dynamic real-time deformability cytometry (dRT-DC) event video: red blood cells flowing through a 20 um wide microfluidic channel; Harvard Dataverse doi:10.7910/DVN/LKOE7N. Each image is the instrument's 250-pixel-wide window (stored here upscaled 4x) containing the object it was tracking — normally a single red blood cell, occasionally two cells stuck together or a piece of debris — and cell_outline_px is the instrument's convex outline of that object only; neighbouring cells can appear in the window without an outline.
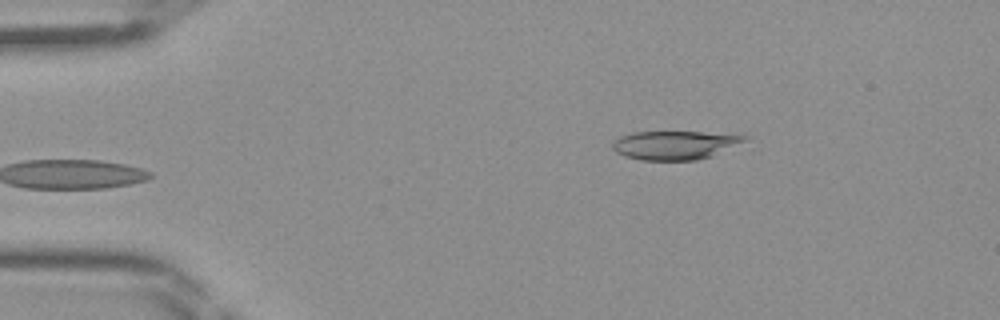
{"species": "Egyptian fruit bat (a non-hibernating species)", "species_latin": "Rousettus aegyptiacus", "temperature_condition": "room temperature", "stored_images_in_passage": 38, "camera_frame_rate_fps": 3000, "um_per_image_px": 0.085, "frame": {"image": 1, "passage_image": 1, "time_ms": 0.0, "image_size_px": [1000, 320], "cell_outline_px": [[752, 136], [748, 140], [712, 156], [696, 160], [640, 160], [624, 156], [616, 152], [612, 148], [612, 144], [620, 136], [632, 132], [744, 132]], "centroid_in_image_um": [57.5, 12.3], "position_along_channel_um": 27.5, "area_um2": 22.72}}
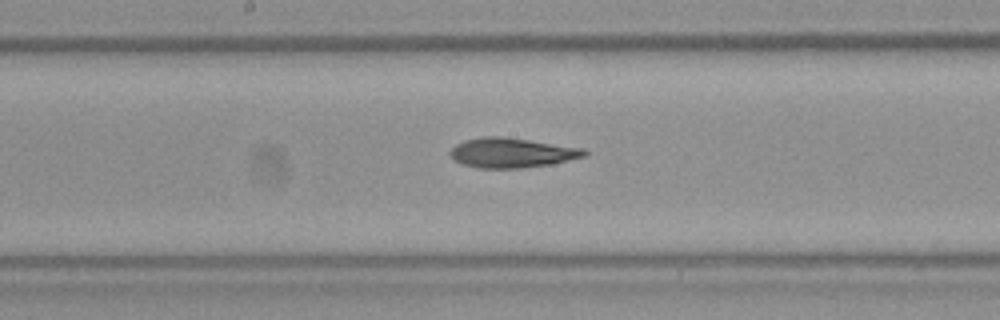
{"frame": {"image": 2, "passage_image": 17, "time_ms": 5.333, "image_size_px": [1000, 320], "cell_outline_px": [[588, 156], [552, 164], [524, 168], [476, 168], [464, 164], [456, 160], [448, 152], [456, 144], [464, 140], [484, 136], [500, 136], [584, 148], [588, 152]], "centroid_in_image_um": [43.54, 12.99], "position_along_channel_um": 204.7, "area_um2": 23.29}}
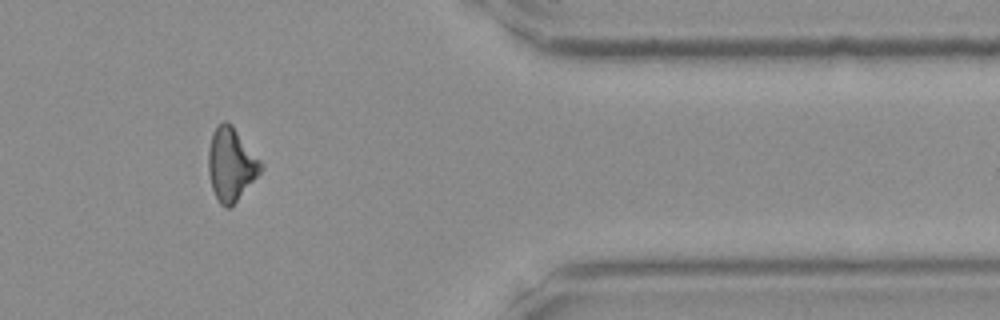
{"frame": {"image": 3, "passage_image": 31, "time_ms": 10.0, "image_size_px": [1000, 320], "cell_outline_px": [[264, 168], [236, 200], [228, 208], [224, 208], [220, 204], [212, 188], [208, 172], [208, 148], [212, 132], [224, 120], [228, 120], [232, 124], [264, 164]], "centroid_in_image_um": [19.63, 13.93], "position_along_channel_um": 391.8, "area_um2": 22.25}}